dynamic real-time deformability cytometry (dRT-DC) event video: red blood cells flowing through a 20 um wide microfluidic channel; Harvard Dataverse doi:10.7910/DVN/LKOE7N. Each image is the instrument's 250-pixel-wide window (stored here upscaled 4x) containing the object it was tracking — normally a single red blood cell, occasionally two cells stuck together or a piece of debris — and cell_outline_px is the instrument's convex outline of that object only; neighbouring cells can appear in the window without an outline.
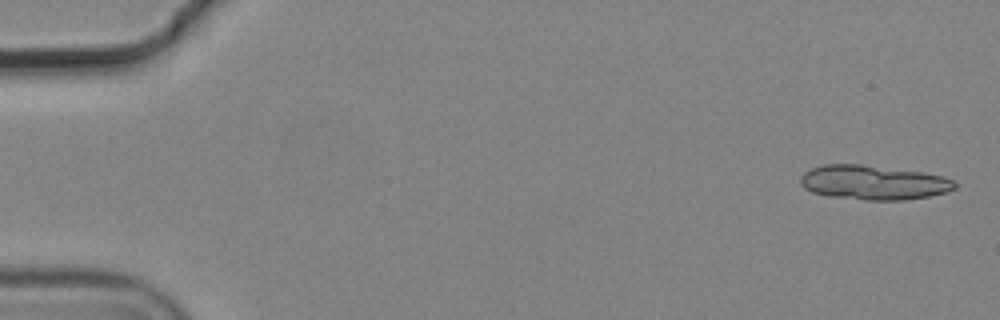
{"species": "common noctule bat (a hibernating species)", "species_latin": "Nyctalus noctula", "temperature_condition": "cold", "stored_images_in_passage": 5, "camera_frame_rate_fps": 3000, "um_per_image_px": 0.085, "animal": {"sex": "male", "body_mass_g": 19.2, "forearm_length_mm": 51.8}, "frame": {"image": 1, "passage_image": 1, "time_ms": 0.0, "image_size_px": [1000, 320], "cell_outline_px": [[956, 188], [948, 192], [928, 196], [904, 200], [864, 200], [828, 196], [812, 192], [804, 188], [800, 184], [800, 176], [804, 172], [812, 168], [824, 164], [860, 164], [920, 172], [944, 176], [952, 180], [956, 184]], "centroid_in_image_um": [74.22, 15.52], "position_along_channel_um": 10.8, "area_um2": 30.98}}